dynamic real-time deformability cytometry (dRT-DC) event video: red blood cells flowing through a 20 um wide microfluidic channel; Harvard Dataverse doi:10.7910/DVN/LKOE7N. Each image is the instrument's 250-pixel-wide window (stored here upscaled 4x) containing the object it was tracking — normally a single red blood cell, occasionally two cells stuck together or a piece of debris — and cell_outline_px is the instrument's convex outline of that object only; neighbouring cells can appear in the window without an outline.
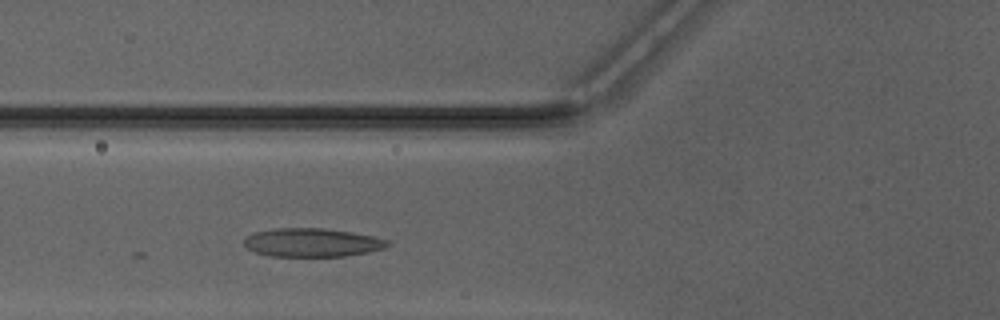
{"species": "Egyptian fruit bat (a non-hibernating species)", "species_latin": "Rousettus aegyptiacus", "temperature_condition": "warm", "stored_images_in_passage": 27, "camera_frame_rate_fps": 3000, "um_per_image_px": 0.085, "animal": {"sex": "male"}, "frame": {"image": 1, "passage_image": 6, "time_ms": 1.667, "image_size_px": [1000, 320], "cell_outline_px": [[388, 244], [384, 248], [368, 252], [344, 256], [272, 256], [256, 252], [248, 248], [244, 244], [244, 240], [248, 236], [256, 232], [276, 228], [320, 228], [348, 232], [372, 236], [388, 240]], "centroid_in_image_um": [26.51, 20.62], "position_along_channel_um": 99.3, "area_um2": 23.41}}
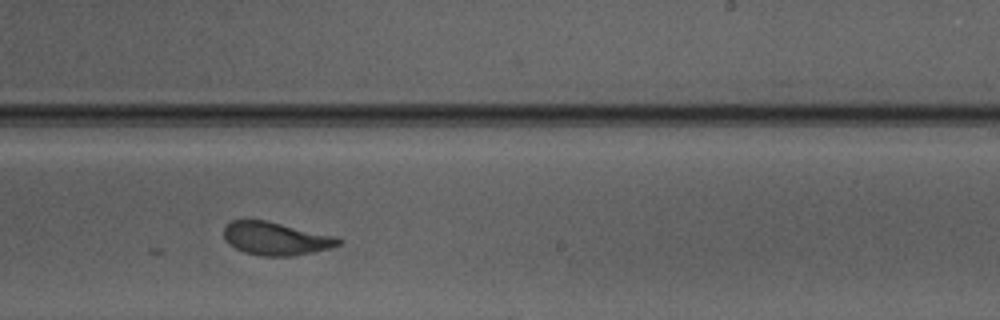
{"frame": {"image": 2, "passage_image": 18, "time_ms": 5.667, "image_size_px": [1000, 320], "cell_outline_px": [[344, 240], [340, 244], [332, 248], [296, 256], [264, 256], [244, 252], [228, 244], [224, 240], [224, 228], [232, 220], [264, 220], [336, 236]], "centroid_in_image_um": [23.47, 20.29], "position_along_channel_um": 265.5, "area_um2": 22.14}}
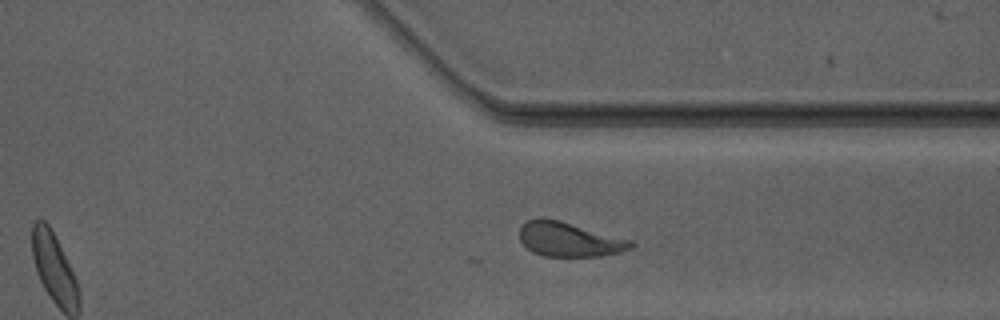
{"frame": {"image": 3, "passage_image": 25, "time_ms": 8.0, "image_size_px": [1000, 320], "cell_outline_px": [[636, 244], [632, 248], [620, 252], [600, 256], [544, 256], [532, 252], [520, 240], [520, 228], [528, 220], [540, 216], [544, 216], [560, 220], [632, 240]], "centroid_in_image_um": [48.39, 20.33], "position_along_channel_um": 363.0, "area_um2": 22.48}}